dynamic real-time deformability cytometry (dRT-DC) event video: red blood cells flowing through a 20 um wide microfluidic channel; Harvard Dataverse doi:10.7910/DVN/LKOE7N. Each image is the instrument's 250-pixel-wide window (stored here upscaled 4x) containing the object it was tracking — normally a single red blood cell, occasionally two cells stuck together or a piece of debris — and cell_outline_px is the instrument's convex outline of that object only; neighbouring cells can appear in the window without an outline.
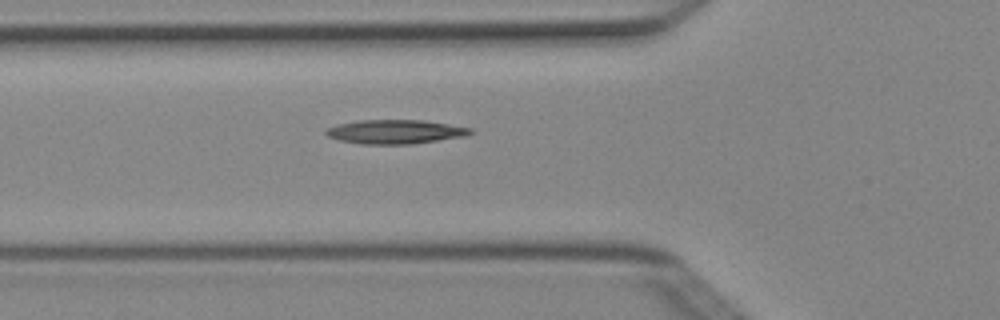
{"species": "Egyptian fruit bat (a non-hibernating species)", "species_latin": "Rousettus aegyptiacus", "temperature_condition": "cold", "stored_images_in_passage": 3, "camera_frame_rate_fps": 3000, "um_per_image_px": 0.085, "animal": {"sex": "female"}, "frame": {"image": 1, "passage_image": 3, "time_ms": 0.667, "image_size_px": [1000, 320], "cell_outline_px": [[476, 132], [468, 136], [412, 144], [360, 144], [340, 140], [328, 136], [324, 132], [324, 128], [336, 124], [356, 120], [424, 120], [472, 128]], "centroid_in_image_um": [33.6, 11.19], "position_along_channel_um": 92.2, "area_um2": 20.58}}